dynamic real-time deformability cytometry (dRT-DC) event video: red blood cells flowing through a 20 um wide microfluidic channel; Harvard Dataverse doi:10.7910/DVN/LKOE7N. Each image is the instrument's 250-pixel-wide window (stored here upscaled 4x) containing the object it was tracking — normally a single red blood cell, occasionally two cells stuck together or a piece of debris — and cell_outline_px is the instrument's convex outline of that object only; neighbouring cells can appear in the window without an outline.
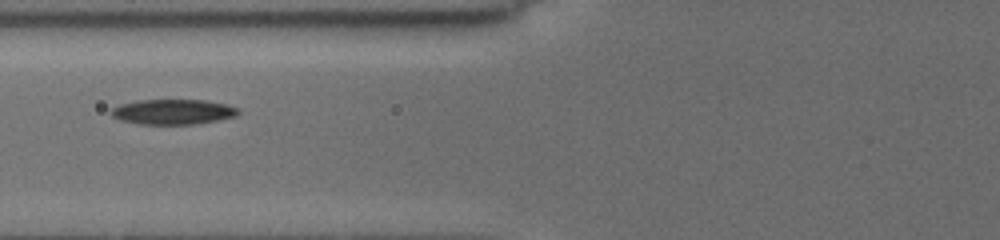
{"species": "common noctule bat (a hibernating species)", "species_latin": "Nyctalus noctula", "temperature_condition": "cold", "stored_images_in_passage": 9, "camera_frame_rate_fps": 3000, "um_per_image_px": 0.085, "animal": {"sex": "female", "body_mass_g": 19.5, "forearm_length_mm": 54.1}, "frame": {"image": 1, "passage_image": 6, "time_ms": 4.333, "image_size_px": [1000, 240], "cell_outline_px": [[240, 112], [236, 116], [196, 124], [136, 124], [120, 120], [112, 116], [108, 112], [112, 108], [120, 104], [136, 100], [204, 100], [228, 104], [240, 108]], "centroid_in_image_um": [14.69, 9.5], "position_along_channel_um": 111.1, "area_um2": 18.84}}
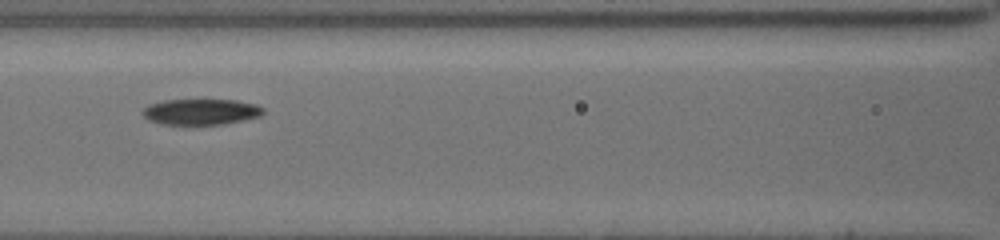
{"frame": {"image": 2, "passage_image": 7, "time_ms": 5.333, "image_size_px": [1000, 240], "cell_outline_px": [[264, 112], [260, 116], [244, 120], [224, 124], [160, 124], [148, 120], [140, 112], [148, 104], [164, 100], [236, 100], [256, 104], [264, 108]], "centroid_in_image_um": [17.06, 9.5], "position_along_channel_um": 149.5, "area_um2": 18.26}}
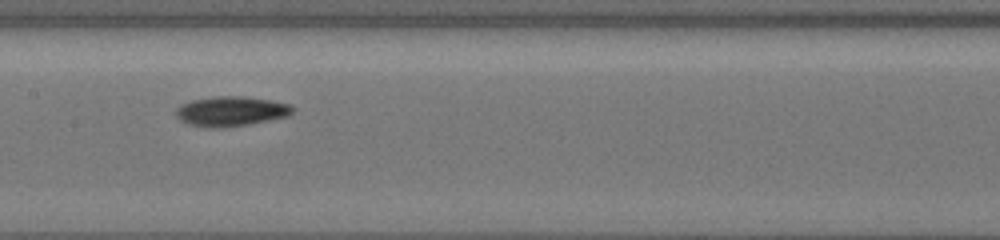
{"frame": {"image": 3, "passage_image": 8, "time_ms": 6.333, "image_size_px": [1000, 240], "cell_outline_px": [[296, 108], [288, 116], [248, 124], [224, 128], [212, 128], [188, 124], [180, 120], [176, 116], [176, 108], [180, 104], [192, 100], [212, 96], [244, 96], [272, 100], [288, 104]], "centroid_in_image_um": [19.62, 9.45], "position_along_channel_um": 187.8, "area_um2": 20.4}}